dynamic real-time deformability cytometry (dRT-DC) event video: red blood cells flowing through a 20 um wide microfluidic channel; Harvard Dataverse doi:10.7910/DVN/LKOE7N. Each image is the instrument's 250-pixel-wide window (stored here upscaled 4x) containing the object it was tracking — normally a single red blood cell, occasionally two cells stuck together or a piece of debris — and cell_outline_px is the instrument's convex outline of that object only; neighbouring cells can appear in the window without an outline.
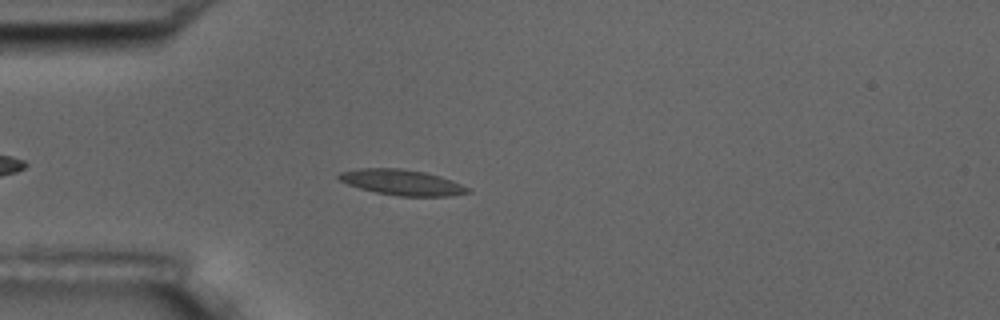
{"species": "common noctule bat (a hibernating species)", "species_latin": "Nyctalus noctula", "temperature_condition": "room temperature", "stored_images_in_passage": 3, "camera_frame_rate_fps": 3000, "um_per_image_px": 0.085, "animal": {"sex": "male", "body_mass_g": 17.5, "forearm_length_mm": 52.3}, "frame": {"image": 1, "passage_image": 2, "time_ms": 1.333, "image_size_px": [1000, 320], "cell_outline_px": [[472, 192], [448, 196], [400, 196], [376, 192], [360, 188], [348, 184], [340, 180], [336, 176], [340, 172], [360, 168], [400, 168], [424, 172], [440, 176], [452, 180], [468, 188]], "centroid_in_image_um": [34.16, 15.5], "position_along_channel_um": 50.8, "area_um2": 19.07}}